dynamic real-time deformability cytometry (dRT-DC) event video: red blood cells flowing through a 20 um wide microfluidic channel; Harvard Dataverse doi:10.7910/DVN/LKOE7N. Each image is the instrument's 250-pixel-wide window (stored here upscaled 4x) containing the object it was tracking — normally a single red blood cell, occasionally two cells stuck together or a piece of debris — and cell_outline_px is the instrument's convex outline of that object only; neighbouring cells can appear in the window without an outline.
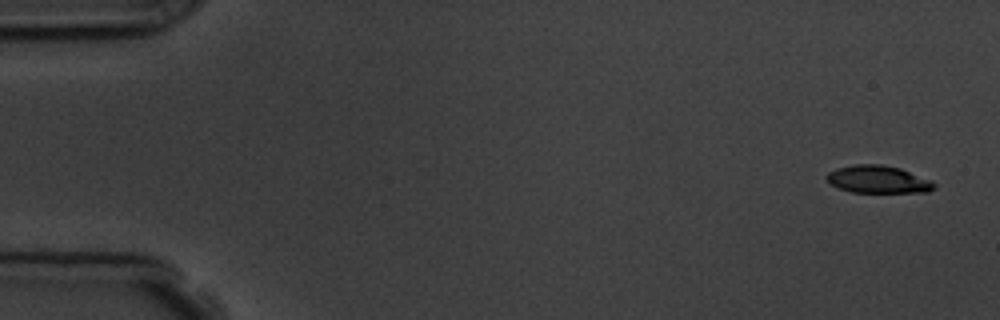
{"species": "common noctule bat (a hibernating species)", "species_latin": "Nyctalus noctula", "temperature_condition": "room temperature", "stored_images_in_passage": 4, "camera_frame_rate_fps": 3000, "um_per_image_px": 0.085, "animal": {"sex": "male", "body_mass_g": 19.5, "forearm_length_mm": 54.6}, "frame": {"image": 1, "passage_image": 1, "time_ms": 0.0, "image_size_px": [1000, 320], "cell_outline_px": [[936, 188], [928, 192], [852, 192], [840, 188], [832, 184], [824, 176], [828, 172], [836, 168], [856, 164], [880, 164], [900, 168], [932, 180], [936, 184]], "centroid_in_image_um": [74.66, 15.24], "position_along_channel_um": 10.3, "area_um2": 17.28}}